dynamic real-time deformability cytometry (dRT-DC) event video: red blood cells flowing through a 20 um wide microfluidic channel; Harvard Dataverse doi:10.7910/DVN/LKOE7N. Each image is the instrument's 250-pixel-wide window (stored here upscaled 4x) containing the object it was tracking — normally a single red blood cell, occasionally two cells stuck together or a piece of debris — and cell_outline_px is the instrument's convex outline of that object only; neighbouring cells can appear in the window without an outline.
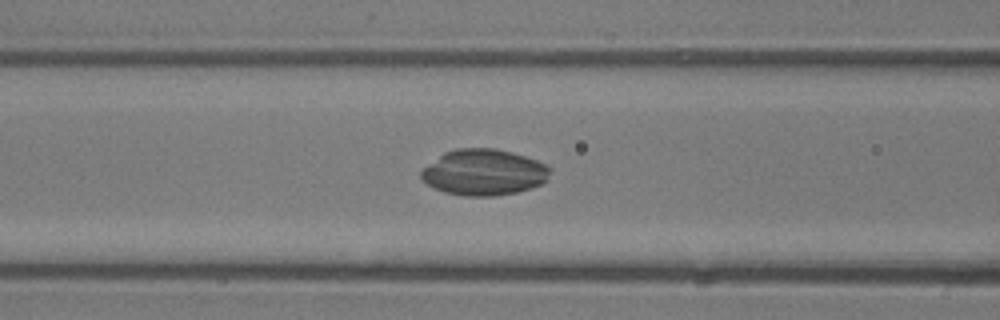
{"species": "common noctule bat (a hibernating species)", "species_latin": "Nyctalus noctula", "temperature_condition": "room temperature", "stored_images_in_passage": 46, "camera_frame_rate_fps": 3000, "um_per_image_px": 0.085, "animal": {"sex": "male", "body_mass_g": 13.3}, "frame": {"image": 1, "passage_image": 18, "time_ms": 5.667, "image_size_px": [1000, 320], "cell_outline_px": [[552, 168], [544, 180], [540, 184], [532, 188], [516, 192], [492, 196], [464, 196], [444, 192], [428, 184], [420, 176], [420, 172], [428, 164], [444, 152], [456, 148], [496, 148], [512, 152], [536, 160]], "centroid_in_image_um": [41.11, 14.64], "position_along_channel_um": 125.5, "area_um2": 34.39}}
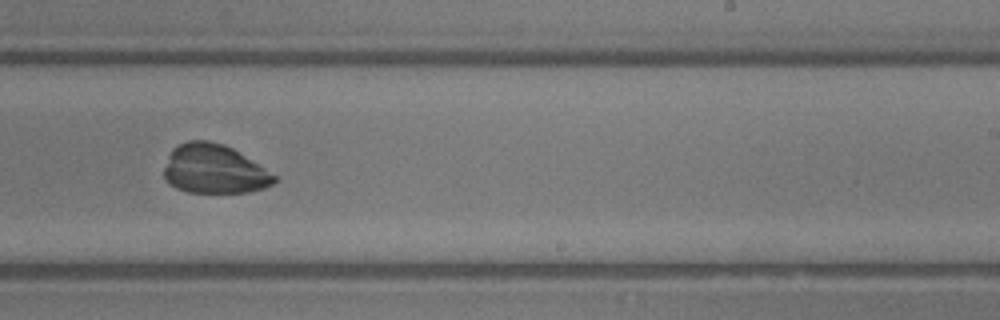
{"frame": {"image": 2, "passage_image": 28, "time_ms": 9.0, "image_size_px": [1000, 320], "cell_outline_px": [[276, 180], [272, 184], [264, 188], [248, 192], [188, 192], [176, 188], [164, 180], [164, 168], [168, 156], [172, 148], [188, 140], [208, 140], [224, 144], [232, 148], [264, 168], [276, 176]], "centroid_in_image_um": [18.16, 14.37], "position_along_channel_um": 270.8, "area_um2": 31.39}}
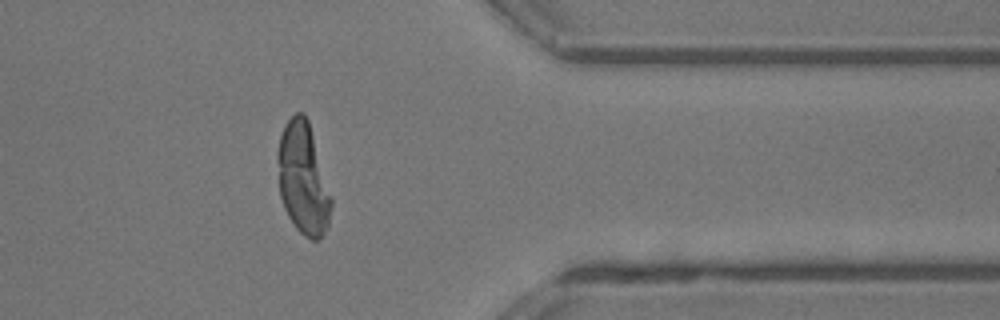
{"frame": {"image": 3, "passage_image": 37, "time_ms": 12.0, "image_size_px": [1000, 320], "cell_outline_px": [[332, 204], [328, 224], [324, 232], [316, 240], [312, 240], [304, 236], [296, 228], [288, 216], [284, 208], [280, 196], [276, 160], [276, 156], [280, 136], [284, 124], [296, 112], [304, 112], [308, 120], [332, 196]], "centroid_in_image_um": [25.74, 15.17], "position_along_channel_um": 385.7, "area_um2": 35.03}}